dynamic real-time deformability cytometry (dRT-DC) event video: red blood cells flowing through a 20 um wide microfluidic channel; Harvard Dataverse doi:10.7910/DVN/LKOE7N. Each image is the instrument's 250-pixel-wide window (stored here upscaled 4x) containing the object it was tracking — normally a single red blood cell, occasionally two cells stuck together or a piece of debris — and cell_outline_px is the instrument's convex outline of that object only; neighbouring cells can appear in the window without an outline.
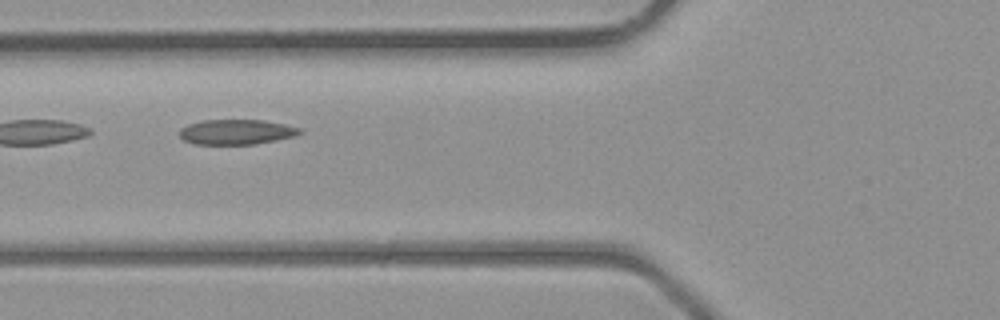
{"species": "common noctule bat (a hibernating species)", "species_latin": "Nyctalus noctula", "temperature_condition": "room temperature", "stored_images_in_passage": 3, "camera_frame_rate_fps": 3000, "um_per_image_px": 0.085, "animal": {"sex": "male", "body_mass_g": 23.1, "forearm_length_mm": 52.7}, "frame": {"image": 1, "passage_image": 3, "time_ms": 2.333, "image_size_px": [1000, 320], "cell_outline_px": [[304, 132], [296, 136], [256, 144], [192, 144], [184, 140], [180, 136], [180, 128], [188, 124], [200, 120], [264, 120], [284, 124], [300, 128]], "centroid_in_image_um": [20.1, 11.21], "position_along_channel_um": 105.7, "area_um2": 17.69}}